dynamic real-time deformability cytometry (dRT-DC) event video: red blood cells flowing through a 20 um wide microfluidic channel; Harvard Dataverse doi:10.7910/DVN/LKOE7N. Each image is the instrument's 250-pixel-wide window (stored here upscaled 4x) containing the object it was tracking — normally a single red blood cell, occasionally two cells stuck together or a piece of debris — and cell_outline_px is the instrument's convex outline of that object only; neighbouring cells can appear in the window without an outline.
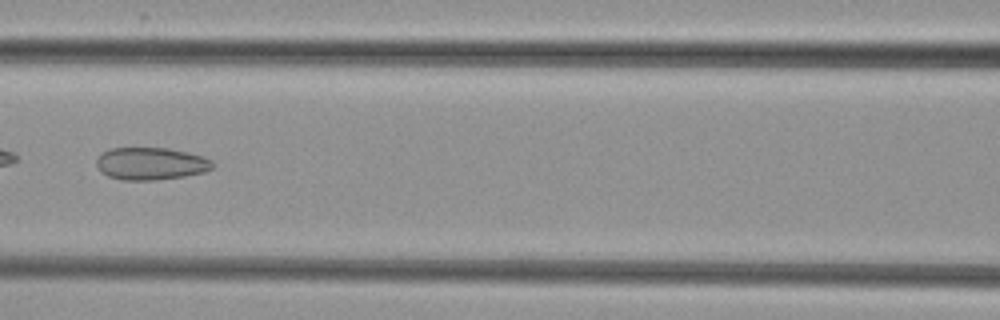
{"species": "common noctule bat (a hibernating species)", "species_latin": "Nyctalus noctula", "temperature_condition": "cold", "stored_images_in_passage": 7, "camera_frame_rate_fps": 3000, "um_per_image_px": 0.085, "animal": {"sex": "female", "body_mass_g": 29.2, "forearm_length_mm": 56.3}, "frame": {"image": 1, "passage_image": 7, "time_ms": 8.0, "image_size_px": [1000, 320], "cell_outline_px": [[216, 164], [212, 168], [204, 172], [184, 176], [156, 180], [120, 180], [108, 176], [100, 172], [96, 168], [96, 160], [100, 152], [112, 148], [168, 148], [188, 152], [204, 156], [212, 160]], "centroid_in_image_um": [12.8, 13.91], "position_along_channel_um": 153.8, "area_um2": 22.31}}